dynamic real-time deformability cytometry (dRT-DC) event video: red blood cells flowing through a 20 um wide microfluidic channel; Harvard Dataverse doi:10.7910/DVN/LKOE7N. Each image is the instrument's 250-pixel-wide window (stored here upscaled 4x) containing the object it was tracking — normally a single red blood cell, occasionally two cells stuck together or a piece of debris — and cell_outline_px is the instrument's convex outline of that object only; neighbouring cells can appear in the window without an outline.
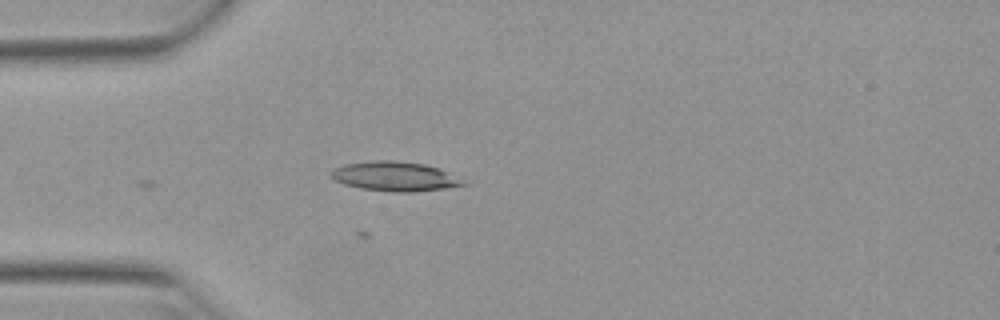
{"species": "Egyptian fruit bat (a non-hibernating species)", "species_latin": "Rousettus aegyptiacus", "temperature_condition": "warm", "stored_images_in_passage": 9, "camera_frame_rate_fps": 3000, "um_per_image_px": 0.085, "animal": {"sex": "female"}, "frame": {"image": 1, "passage_image": 3, "time_ms": 0.667, "image_size_px": [1000, 320], "cell_outline_px": [[468, 184], [444, 188], [412, 192], [392, 192], [360, 188], [344, 184], [336, 180], [332, 176], [332, 168], [344, 164], [372, 160], [392, 160], [424, 164], [440, 168], [448, 172]], "centroid_in_image_um": [33.54, 14.98], "position_along_channel_um": 51.5, "area_um2": 22.54}}
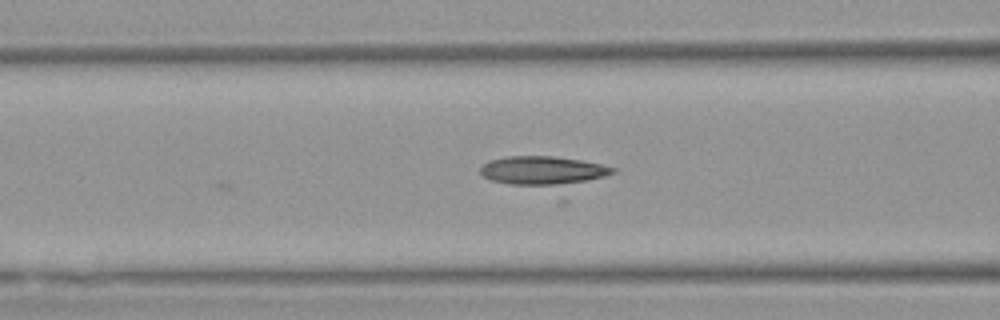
{"frame": {"image": 2, "passage_image": 9, "time_ms": 2.667, "image_size_px": [1000, 320], "cell_outline_px": [[616, 172], [564, 204], [560, 204], [492, 180], [484, 176], [480, 172], [480, 168], [488, 160], [508, 156], [552, 156], [580, 160], [600, 164], [616, 168]], "centroid_in_image_um": [46.49, 14.92], "position_along_channel_um": 120.1, "area_um2": 29.71}}